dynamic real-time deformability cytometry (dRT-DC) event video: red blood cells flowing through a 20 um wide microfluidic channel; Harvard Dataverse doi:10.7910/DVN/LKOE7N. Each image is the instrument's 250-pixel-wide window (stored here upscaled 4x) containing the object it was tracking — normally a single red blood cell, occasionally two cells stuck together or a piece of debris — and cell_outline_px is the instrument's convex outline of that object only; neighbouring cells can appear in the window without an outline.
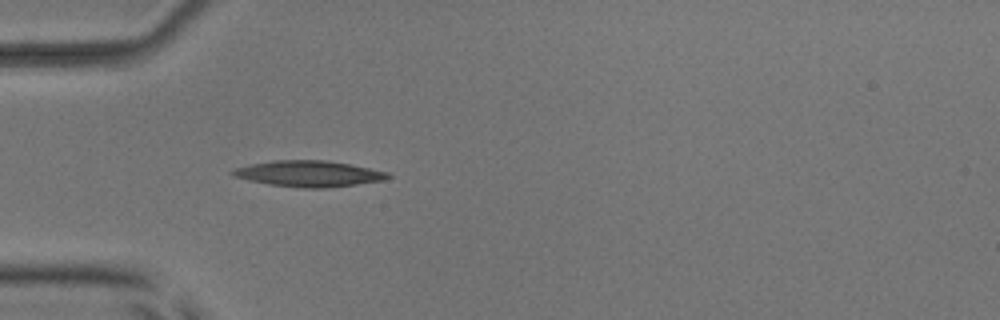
{"species": "common noctule bat (a hibernating species)", "species_latin": "Nyctalus noctula", "temperature_condition": "room temperature", "stored_images_in_passage": 4, "camera_frame_rate_fps": 3000, "um_per_image_px": 0.085, "animal": {"sex": "male", "body_mass_g": 17.9, "forearm_length_mm": 54.2}, "frame": {"image": 1, "passage_image": 4, "time_ms": 3.667, "image_size_px": [1000, 320], "cell_outline_px": [[392, 176], [384, 180], [328, 188], [300, 188], [268, 184], [248, 180], [236, 176], [228, 172], [236, 168], [252, 164], [272, 160], [324, 160], [352, 164], [388, 172]], "centroid_in_image_um": [26.27, 14.76], "position_along_channel_um": 58.7, "area_um2": 23.52}}